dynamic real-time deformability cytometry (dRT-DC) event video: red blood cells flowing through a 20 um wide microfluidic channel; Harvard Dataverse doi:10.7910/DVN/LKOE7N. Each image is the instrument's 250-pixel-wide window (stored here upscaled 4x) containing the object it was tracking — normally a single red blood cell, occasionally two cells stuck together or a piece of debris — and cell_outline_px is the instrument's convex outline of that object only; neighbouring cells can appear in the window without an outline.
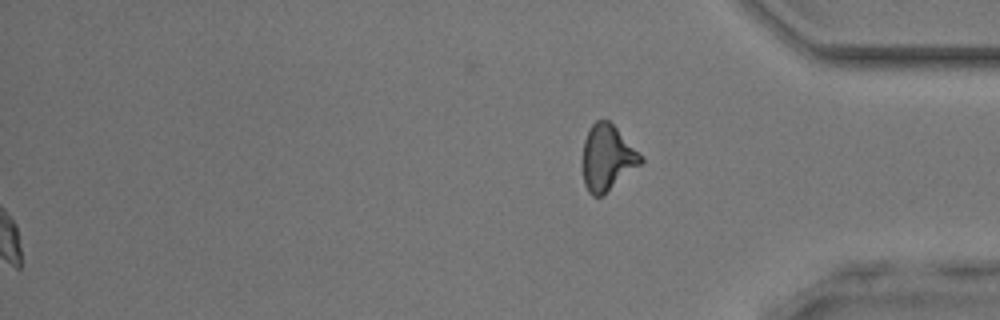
{"species": "common noctule bat (a hibernating species)", "species_latin": "Nyctalus noctula", "temperature_condition": "room temperature", "stored_images_in_passage": 43, "segment_of_instrument_passage": [2, 2], "camera_frame_rate_fps": 3000, "um_per_image_px": 0.085, "animal": {"sex": "male", "body_mass_g": 17.9, "forearm_length_mm": 54.2}, "frame": {"image": 1, "passage_image": 43, "time_ms": 14.0, "image_size_px": [1000, 320], "cell_outline_px": [[644, 160], [640, 164], [600, 196], [592, 196], [588, 192], [584, 184], [584, 140], [592, 124], [596, 120], [608, 120], [644, 156]], "centroid_in_image_um": [51.63, 13.38], "position_along_channel_um": 383.6, "area_um2": 21.62}}